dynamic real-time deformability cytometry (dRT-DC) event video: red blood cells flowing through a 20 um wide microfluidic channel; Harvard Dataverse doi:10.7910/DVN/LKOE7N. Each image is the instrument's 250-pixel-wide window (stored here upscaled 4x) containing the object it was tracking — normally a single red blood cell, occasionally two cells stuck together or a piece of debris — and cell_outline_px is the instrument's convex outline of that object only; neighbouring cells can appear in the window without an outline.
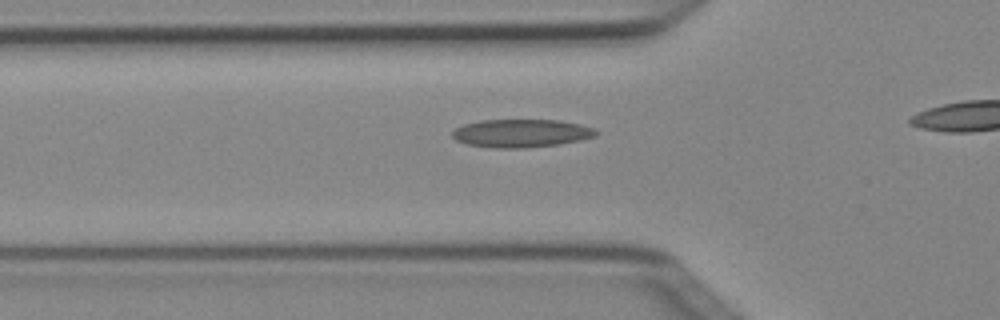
{"species": "Egyptian fruit bat (a non-hibernating species)", "species_latin": "Rousettus aegyptiacus", "temperature_condition": "cold", "stored_images_in_passage": 4, "camera_frame_rate_fps": 3000, "um_per_image_px": 0.085, "animal": {"sex": "female"}, "frame": {"image": 1, "passage_image": 4, "time_ms": 1.0, "image_size_px": [1000, 320], "cell_outline_px": [[600, 132], [596, 136], [580, 140], [560, 144], [524, 148], [492, 148], [464, 144], [456, 140], [452, 136], [452, 132], [456, 128], [464, 124], [480, 120], [560, 120], [580, 124], [592, 128]], "centroid_in_image_um": [44.3, 11.33], "position_along_channel_um": 81.5, "area_um2": 23.7}}